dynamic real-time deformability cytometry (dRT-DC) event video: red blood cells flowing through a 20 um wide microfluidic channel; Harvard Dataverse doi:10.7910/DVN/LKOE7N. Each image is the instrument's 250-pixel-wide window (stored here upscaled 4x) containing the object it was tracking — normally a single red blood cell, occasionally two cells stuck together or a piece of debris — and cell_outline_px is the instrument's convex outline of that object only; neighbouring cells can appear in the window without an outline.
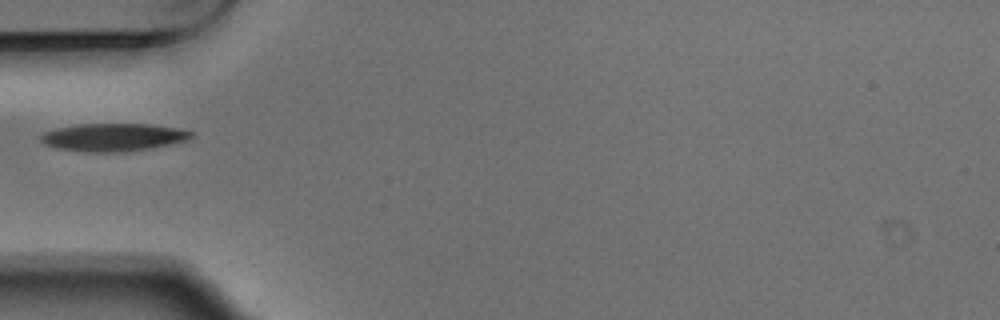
{"species": "Egyptian fruit bat (a non-hibernating species)", "species_latin": "Rousettus aegyptiacus", "temperature_condition": "warm", "stored_images_in_passage": 2, "camera_frame_rate_fps": 3000, "um_per_image_px": 0.085, "animal": {"sex": "male"}, "frame": {"image": 1, "passage_image": 1, "time_ms": 0.0, "image_size_px": [1000, 320], "cell_outline_px": [[196, 132], [188, 140], [172, 144], [124, 152], [84, 152], [56, 148], [44, 144], [40, 140], [40, 136], [44, 132], [56, 128], [80, 124], [152, 124], [180, 128]], "centroid_in_image_um": [9.65, 11.66], "position_along_channel_um": 75.3, "area_um2": 24.62}}
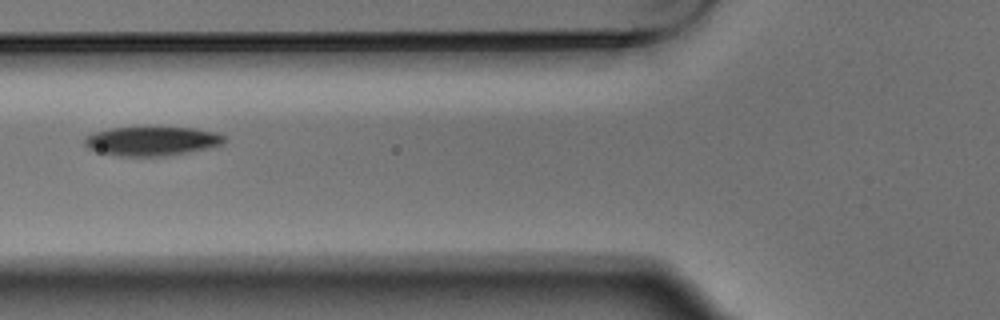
{"frame": {"image": 2, "passage_image": 2, "time_ms": 0.333, "image_size_px": [1000, 320], "cell_outline_px": [[228, 140], [224, 144], [216, 148], [164, 156], [120, 156], [96, 152], [88, 148], [84, 144], [84, 136], [96, 132], [112, 128], [196, 128], [216, 132], [224, 136]], "centroid_in_image_um": [12.98, 12.01], "position_along_channel_um": 112.8, "area_um2": 23.99}}